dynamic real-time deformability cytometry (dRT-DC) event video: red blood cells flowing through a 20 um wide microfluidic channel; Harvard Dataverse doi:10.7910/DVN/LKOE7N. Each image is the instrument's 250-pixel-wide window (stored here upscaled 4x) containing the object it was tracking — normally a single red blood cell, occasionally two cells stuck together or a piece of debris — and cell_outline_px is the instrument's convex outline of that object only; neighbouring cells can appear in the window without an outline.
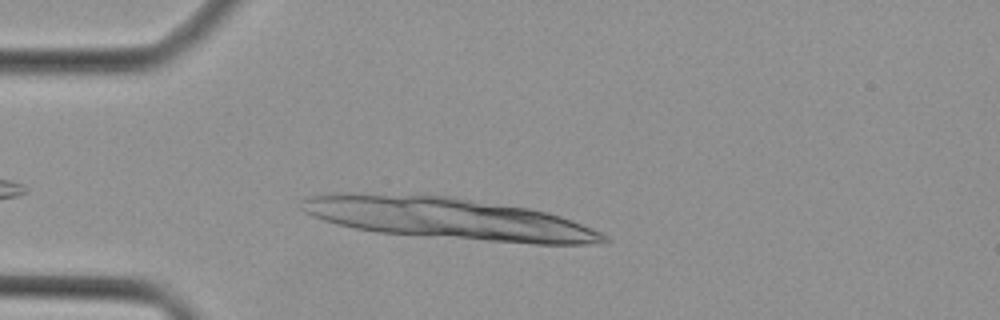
{"species": "Egyptian fruit bat (a non-hibernating species)", "species_latin": "Rousettus aegyptiacus", "temperature_condition": "cold", "stored_images_in_passage": 12, "camera_frame_rate_fps": 3000, "um_per_image_px": 0.085, "animal": {"sex": "female"}, "frame": {"image": 1, "passage_image": 10, "time_ms": 3.0, "image_size_px": [1000, 320], "cell_outline_px": [[584, 228], [580, 240], [516, 240], [400, 232], [448, 204], [464, 204], [512, 208], [536, 212], [552, 216], [564, 220]], "centroid_in_image_um": [42.12, 19.04], "position_along_channel_um": 42.9, "area_um2": 32.48}}